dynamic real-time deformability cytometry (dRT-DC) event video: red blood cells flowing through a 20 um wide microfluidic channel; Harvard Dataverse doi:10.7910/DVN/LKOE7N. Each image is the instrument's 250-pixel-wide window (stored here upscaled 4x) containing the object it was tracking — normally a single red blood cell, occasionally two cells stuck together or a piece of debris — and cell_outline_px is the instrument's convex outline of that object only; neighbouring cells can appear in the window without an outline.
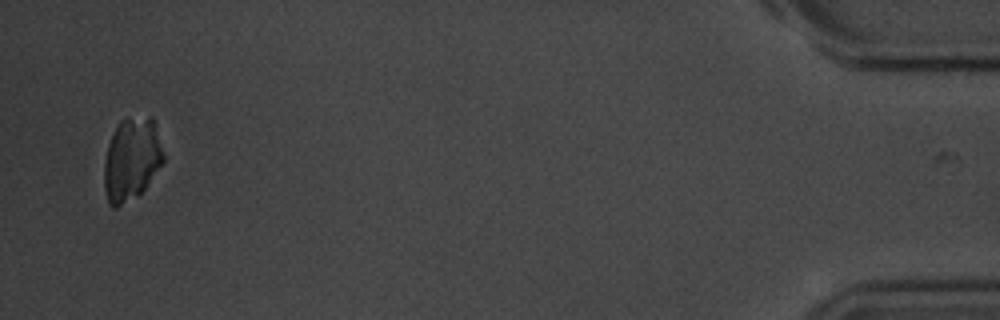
{"species": "common noctule bat (a hibernating species)", "species_latin": "Nyctalus noctula", "temperature_condition": "room temperature", "stored_images_in_passage": 42, "segment_of_instrument_passage": [2, 2], "camera_frame_rate_fps": 3000, "um_per_image_px": 0.085, "animal": {"sex": "male", "body_mass_g": 20.1, "forearm_length_mm": 53.5}, "frame": {"image": 1, "passage_image": 40, "time_ms": 13.0, "image_size_px": [1000, 320], "cell_outline_px": [[160, 160], [140, 192], [116, 204], [112, 204], [108, 196], [108, 152], [156, 148], [160, 152]], "centroid_in_image_um": [11.04, 14.63], "position_along_channel_um": 424.2, "area_um2": 15.09}}